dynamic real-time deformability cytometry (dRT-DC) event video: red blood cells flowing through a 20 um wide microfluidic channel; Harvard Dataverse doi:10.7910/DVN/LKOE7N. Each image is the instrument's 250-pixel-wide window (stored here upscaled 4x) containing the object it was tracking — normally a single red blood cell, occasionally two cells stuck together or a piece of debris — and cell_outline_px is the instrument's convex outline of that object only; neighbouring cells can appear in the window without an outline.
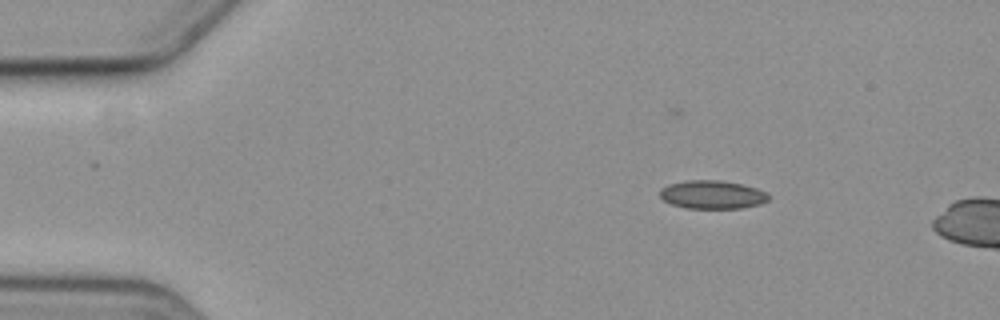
{"species": "common noctule bat (a hibernating species)", "species_latin": "Nyctalus noctula", "temperature_condition": "cold", "stored_images_in_passage": 4, "camera_frame_rate_fps": 3000, "um_per_image_px": 0.085, "animal": {"sex": "female", "body_mass_g": 19.3, "forearm_length_mm": 54.1}, "frame": {"image": 1, "passage_image": 2, "time_ms": 1.333, "image_size_px": [1000, 320], "cell_outline_px": [[768, 200], [760, 204], [740, 208], [688, 208], [672, 204], [664, 200], [660, 196], [660, 188], [668, 184], [684, 180], [720, 180], [740, 184], [756, 188], [768, 192]], "centroid_in_image_um": [60.53, 16.53], "position_along_channel_um": 24.5, "area_um2": 17.92}}